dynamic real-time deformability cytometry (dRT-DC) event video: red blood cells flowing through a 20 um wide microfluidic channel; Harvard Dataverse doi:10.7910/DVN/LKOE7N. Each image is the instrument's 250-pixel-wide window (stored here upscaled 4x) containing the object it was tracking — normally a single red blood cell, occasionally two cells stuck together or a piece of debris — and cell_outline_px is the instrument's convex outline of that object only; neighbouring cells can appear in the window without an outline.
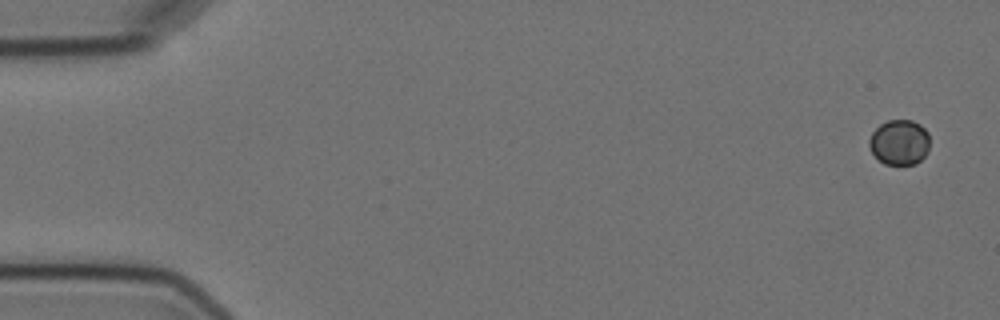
{"species": "Egyptian fruit bat (a non-hibernating species)", "species_latin": "Rousettus aegyptiacus", "temperature_condition": "cold", "stored_images_in_passage": 4, "camera_frame_rate_fps": 3000, "um_per_image_px": 0.085, "animal": {"sex": "female"}, "frame": {"image": 1, "passage_image": 1, "time_ms": 0.0, "image_size_px": [1000, 320], "cell_outline_px": [[928, 152], [916, 164], [884, 164], [872, 152], [868, 144], [868, 140], [872, 132], [880, 124], [888, 120], [912, 120], [920, 124], [928, 132]], "centroid_in_image_um": [76.45, 12.08], "position_along_channel_um": 8.6, "area_um2": 15.95}}
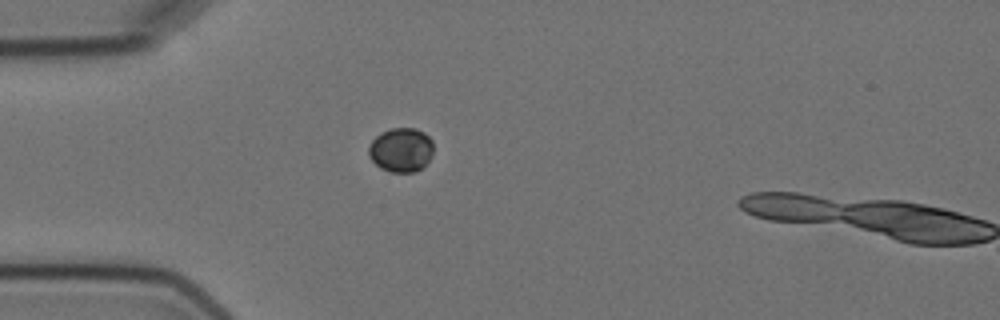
{"frame": {"image": 2, "passage_image": 4, "time_ms": 4.667, "image_size_px": [1000, 320], "cell_outline_px": [[432, 156], [420, 168], [412, 172], [392, 172], [380, 168], [368, 156], [368, 148], [372, 140], [380, 132], [392, 128], [416, 128], [424, 132], [432, 140]], "centroid_in_image_um": [34.07, 12.72], "position_along_channel_um": 50.9, "area_um2": 16.65}}